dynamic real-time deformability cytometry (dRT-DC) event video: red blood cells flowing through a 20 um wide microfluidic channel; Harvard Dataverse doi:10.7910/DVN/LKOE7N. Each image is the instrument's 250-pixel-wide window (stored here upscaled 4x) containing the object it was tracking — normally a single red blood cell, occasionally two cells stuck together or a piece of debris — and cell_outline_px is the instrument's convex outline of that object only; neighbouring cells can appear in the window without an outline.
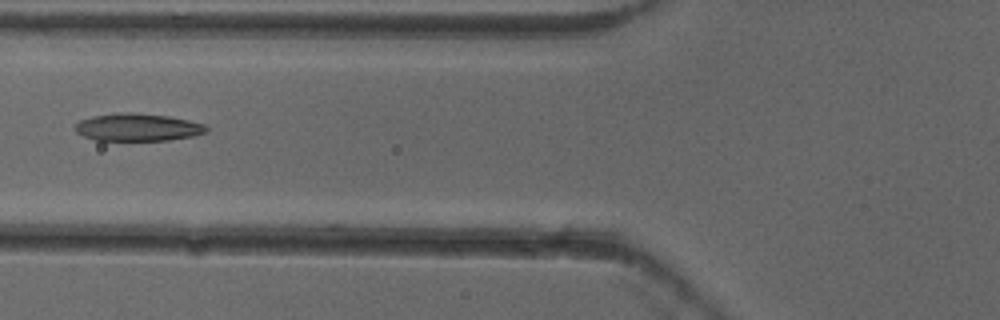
{"species": "common noctule bat (a hibernating species)", "species_latin": "Nyctalus noctula", "temperature_condition": "cold", "stored_images_in_passage": 3, "camera_frame_rate_fps": 3000, "um_per_image_px": 0.085, "animal": {"sex": "female"}, "frame": {"image": 1, "passage_image": 2, "time_ms": 0.333, "image_size_px": [1000, 320], "cell_outline_px": [[208, 132], [192, 136], [168, 140], [96, 140], [84, 136], [76, 132], [72, 128], [80, 120], [92, 116], [120, 112], [128, 112], [168, 116], [188, 120], [204, 124], [208, 128]], "centroid_in_image_um": [11.68, 10.81], "position_along_channel_um": 114.1, "area_um2": 21.04}}
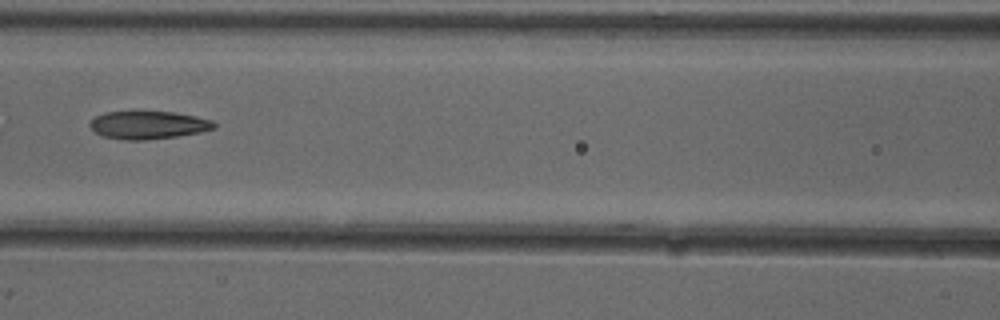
{"frame": {"image": 2, "passage_image": 3, "time_ms": 0.667, "image_size_px": [1000, 320], "cell_outline_px": [[216, 128], [200, 132], [176, 136], [144, 140], [124, 140], [104, 136], [96, 132], [88, 124], [96, 116], [104, 112], [172, 112], [196, 116], [212, 120], [216, 124]], "centroid_in_image_um": [12.62, 10.63], "position_along_channel_um": 154.0, "area_um2": 20.0}}